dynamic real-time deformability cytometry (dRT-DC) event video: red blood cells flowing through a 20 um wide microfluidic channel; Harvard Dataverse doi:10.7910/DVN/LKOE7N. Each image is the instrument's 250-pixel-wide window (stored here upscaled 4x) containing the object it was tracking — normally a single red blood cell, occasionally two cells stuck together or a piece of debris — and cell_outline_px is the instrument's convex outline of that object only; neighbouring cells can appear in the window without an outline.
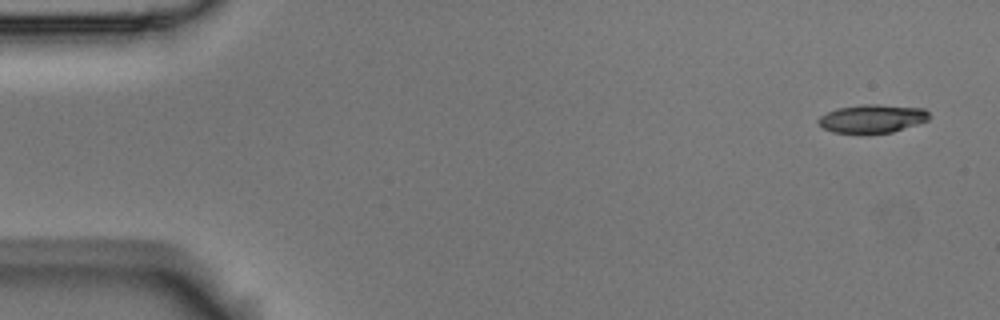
{"species": "Egyptian fruit bat (a non-hibernating species)", "species_latin": "Rousettus aegyptiacus", "temperature_condition": "room temperature", "stored_images_in_passage": 4, "camera_frame_rate_fps": 3000, "um_per_image_px": 0.085, "animal": {"sex": "male"}, "frame": {"image": 1, "passage_image": 1, "time_ms": 0.0, "image_size_px": [1000, 320], "cell_outline_px": [[928, 120], [892, 132], [868, 136], [864, 136], [832, 132], [824, 128], [816, 120], [820, 116], [836, 108], [864, 104], [876, 104], [924, 108], [928, 112]], "centroid_in_image_um": [74.09, 10.12], "position_along_channel_um": 10.9, "area_um2": 18.84}}
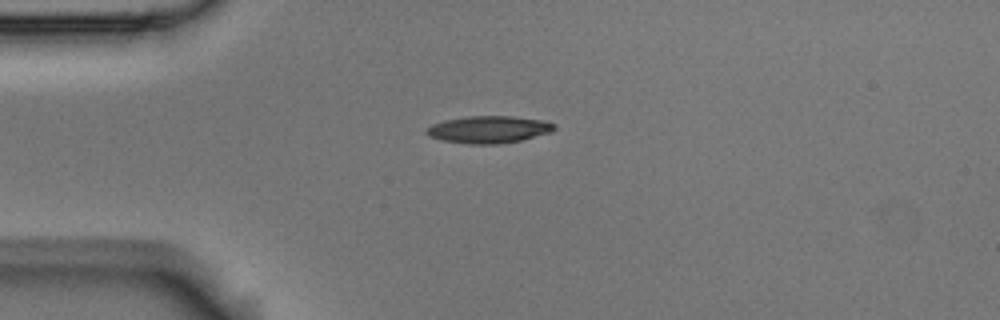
{"frame": {"image": 2, "passage_image": 4, "time_ms": 1.0, "image_size_px": [1000, 320], "cell_outline_px": [[556, 128], [552, 132], [520, 140], [500, 144], [468, 144], [440, 140], [428, 136], [424, 132], [424, 128], [432, 124], [444, 120], [468, 116], [512, 116], [544, 120], [556, 124]], "centroid_in_image_um": [41.51, 11.0], "position_along_channel_um": 43.5, "area_um2": 20.52}}